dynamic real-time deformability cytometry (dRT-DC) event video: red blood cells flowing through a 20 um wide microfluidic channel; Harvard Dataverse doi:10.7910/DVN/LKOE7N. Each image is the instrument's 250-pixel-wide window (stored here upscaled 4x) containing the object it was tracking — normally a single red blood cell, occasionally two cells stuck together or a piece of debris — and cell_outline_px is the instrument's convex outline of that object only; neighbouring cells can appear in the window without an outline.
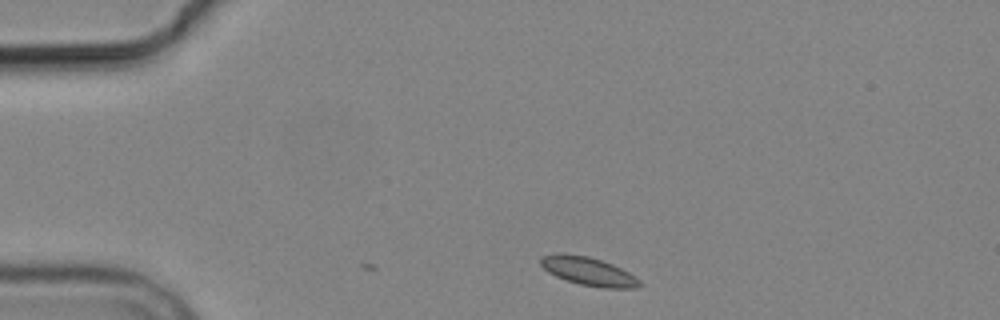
{"species": "common noctule bat (a hibernating species)", "species_latin": "Nyctalus noctula", "temperature_condition": "cold", "stored_images_in_passage": 5, "camera_frame_rate_fps": 3000, "um_per_image_px": 0.085, "animal": {"sex": "male", "body_mass_g": 19.2, "forearm_length_mm": 51.8}, "frame": {"image": 1, "passage_image": 1, "time_ms": 0.0, "image_size_px": [1000, 320], "cell_outline_px": [[644, 284], [636, 288], [600, 288], [580, 284], [556, 276], [548, 272], [540, 264], [540, 260], [544, 256], [556, 252], [564, 252], [588, 256], [612, 264], [636, 276]], "centroid_in_image_um": [50.04, 23.05], "position_along_channel_um": 35.0, "area_um2": 16.47}}
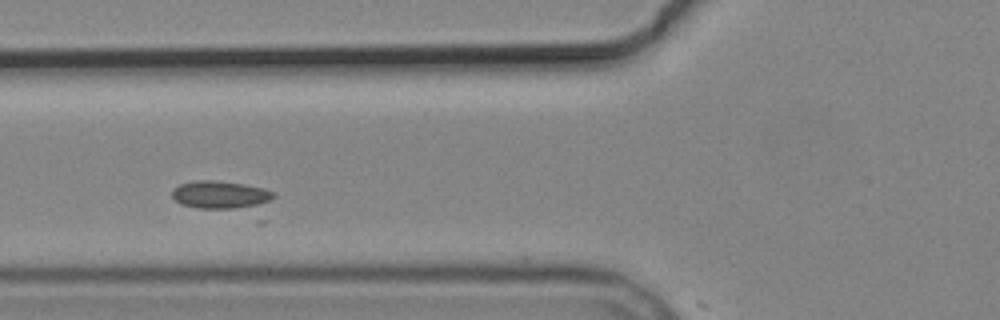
{"frame": {"image": 2, "passage_image": 4, "time_ms": 3.333, "image_size_px": [1000, 320], "cell_outline_px": [[276, 196], [264, 224], [256, 224], [180, 204], [172, 196], [172, 188], [180, 184], [196, 180], [212, 180], [244, 184], [264, 188], [276, 192]], "centroid_in_image_um": [19.29, 16.94], "position_along_channel_um": 106.5, "area_um2": 22.2}}
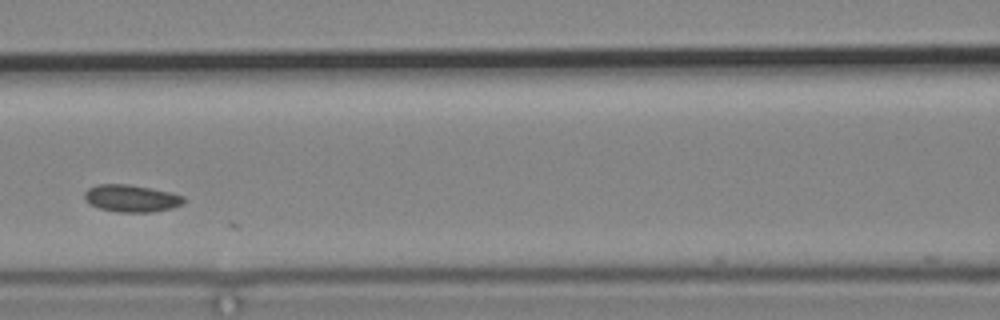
{"frame": {"image": 3, "passage_image": 5, "time_ms": 4.667, "image_size_px": [1000, 320], "cell_outline_px": [[184, 204], [172, 208], [152, 212], [116, 212], [100, 208], [92, 204], [84, 196], [84, 192], [88, 188], [100, 184], [128, 184], [172, 192], [184, 196]], "centroid_in_image_um": [11.21, 16.86], "position_along_channel_um": 155.4, "area_um2": 15.66}}